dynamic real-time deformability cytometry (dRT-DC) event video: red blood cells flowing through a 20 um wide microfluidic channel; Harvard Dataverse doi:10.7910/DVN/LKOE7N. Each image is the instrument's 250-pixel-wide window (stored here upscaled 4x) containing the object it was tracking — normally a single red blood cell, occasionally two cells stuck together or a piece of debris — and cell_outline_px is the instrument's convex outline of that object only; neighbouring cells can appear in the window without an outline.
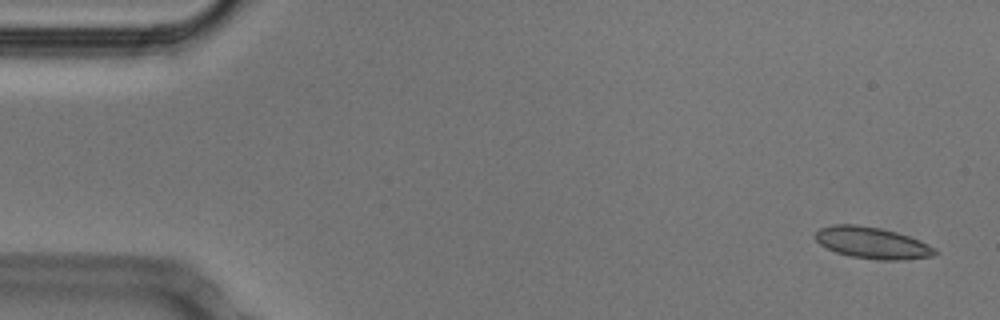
{"species": "Egyptian fruit bat (a non-hibernating species)", "species_latin": "Rousettus aegyptiacus", "temperature_condition": "cold", "stored_images_in_passage": 52, "camera_frame_rate_fps": 3000, "um_per_image_px": 0.085, "animal": {"sex": "male"}, "frame": {"image": 1, "passage_image": 2, "time_ms": 0.333, "image_size_px": [1000, 320], "cell_outline_px": [[940, 252], [932, 256], [896, 260], [880, 260], [848, 256], [836, 252], [820, 244], [816, 240], [816, 232], [820, 228], [832, 224], [856, 224], [880, 228], [896, 232], [908, 236], [928, 244], [936, 248]], "centroid_in_image_um": [74.14, 20.64], "position_along_channel_um": 10.9, "area_um2": 21.91}}
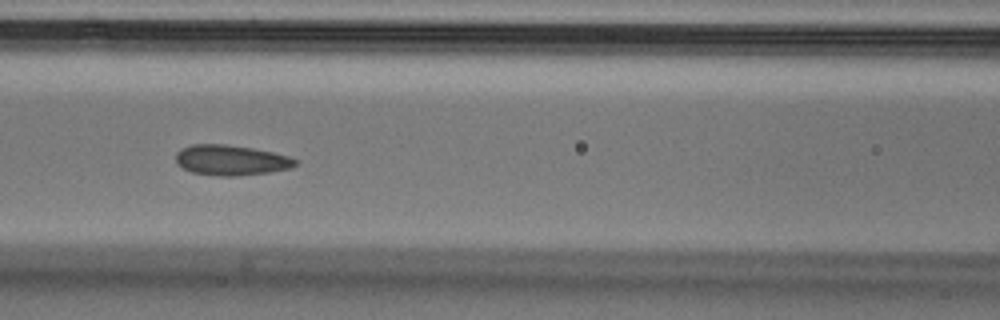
{"frame": {"image": 2, "passage_image": 22, "time_ms": 7.0, "image_size_px": [1000, 320], "cell_outline_px": [[300, 160], [296, 164], [288, 168], [268, 172], [236, 176], [216, 176], [192, 172], [176, 164], [176, 152], [192, 144], [228, 144], [252, 148], [272, 152], [288, 156]], "centroid_in_image_um": [19.62, 13.61], "position_along_channel_um": 147.0, "area_um2": 21.04}}
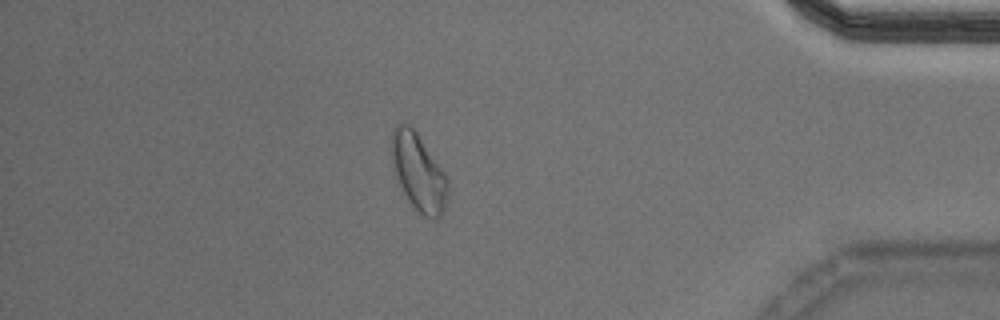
{"frame": {"image": 3, "passage_image": 45, "time_ms": 14.667, "image_size_px": [1000, 320], "cell_outline_px": [[448, 188], [444, 212], [436, 220], [432, 220], [424, 216], [408, 200], [400, 188], [396, 176], [388, 144], [392, 128], [396, 124], [408, 124], [416, 132], [444, 172], [448, 180]], "centroid_in_image_um": [35.53, 14.62], "position_along_channel_um": 399.7, "area_um2": 25.43}, "authors_computed_cell_mechanics": {"area_um2": 21.6172, "velocity_mm_per_s": 3.7936, "shape_relaxation_time_tau1_ms": 10.6711, "shape_relaxation_time_tau2_ms": 1.5333, "deformation_change_tau1": 0.1488, "deformation_change_tau2": 0.0498}}